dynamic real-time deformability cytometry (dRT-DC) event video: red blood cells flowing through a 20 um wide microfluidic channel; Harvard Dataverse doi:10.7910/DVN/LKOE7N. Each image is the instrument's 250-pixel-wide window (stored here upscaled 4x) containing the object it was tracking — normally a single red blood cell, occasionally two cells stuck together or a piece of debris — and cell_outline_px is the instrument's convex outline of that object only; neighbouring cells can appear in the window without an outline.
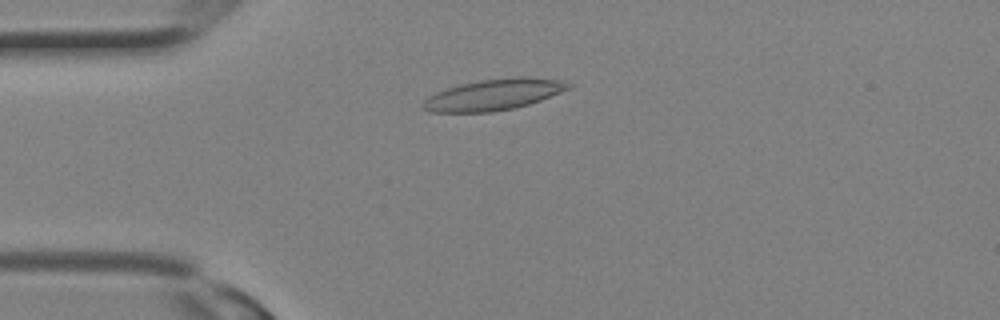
{"species": "Egyptian fruit bat (a non-hibernating species)", "species_latin": "Rousettus aegyptiacus", "temperature_condition": "room temperature", "stored_images_in_passage": 20, "camera_frame_rate_fps": 3000, "um_per_image_px": 0.085, "animal": {"sex": "female"}, "frame": {"image": 1, "passage_image": 6, "time_ms": 1.667, "image_size_px": [1000, 320], "cell_outline_px": [[572, 88], [540, 100], [528, 104], [512, 108], [492, 112], [428, 112], [420, 104], [428, 96], [436, 92], [460, 84], [480, 80], [516, 76], [528, 76], [564, 80], [572, 84]], "centroid_in_image_um": [41.99, 8.03], "position_along_channel_um": 43.0, "area_um2": 26.53}}
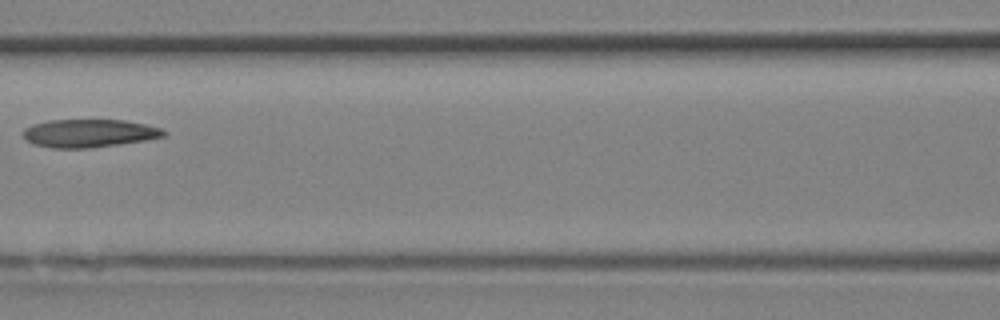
{"frame": {"image": 2, "passage_image": 12, "time_ms": 3.667, "image_size_px": [1000, 320], "cell_outline_px": [[164, 136], [144, 140], [88, 148], [52, 148], [36, 144], [28, 140], [24, 136], [24, 128], [32, 124], [48, 120], [124, 120], [144, 124], [160, 128], [164, 132]], "centroid_in_image_um": [7.53, 11.31], "position_along_channel_um": 159.1, "area_um2": 22.54}}
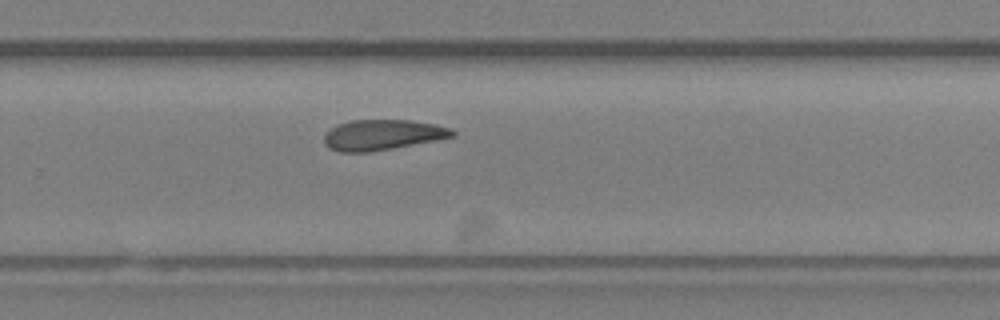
{"frame": {"image": 3, "passage_image": 18, "time_ms": 5.667, "image_size_px": [1000, 320], "cell_outline_px": [[456, 136], [436, 140], [392, 148], [368, 152], [340, 152], [328, 148], [324, 144], [324, 136], [332, 128], [340, 124], [352, 120], [408, 120], [436, 124], [448, 128], [456, 132]], "centroid_in_image_um": [32.51, 11.47], "position_along_channel_um": 297.3, "area_um2": 22.54}}